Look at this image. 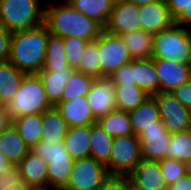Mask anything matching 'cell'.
Wrapping results in <instances>:
<instances>
[{"label":"cell","mask_w":191,"mask_h":190,"mask_svg":"<svg viewBox=\"0 0 191 190\" xmlns=\"http://www.w3.org/2000/svg\"><path fill=\"white\" fill-rule=\"evenodd\" d=\"M44 24L55 36L76 37L88 42L96 40L104 30L100 23L82 14L66 0L45 3Z\"/></svg>","instance_id":"obj_1"},{"label":"cell","mask_w":191,"mask_h":190,"mask_svg":"<svg viewBox=\"0 0 191 190\" xmlns=\"http://www.w3.org/2000/svg\"><path fill=\"white\" fill-rule=\"evenodd\" d=\"M50 32L43 23L11 34L9 62L25 74H37L43 66Z\"/></svg>","instance_id":"obj_2"},{"label":"cell","mask_w":191,"mask_h":190,"mask_svg":"<svg viewBox=\"0 0 191 190\" xmlns=\"http://www.w3.org/2000/svg\"><path fill=\"white\" fill-rule=\"evenodd\" d=\"M42 0H0V24L11 33L44 23Z\"/></svg>","instance_id":"obj_3"},{"label":"cell","mask_w":191,"mask_h":190,"mask_svg":"<svg viewBox=\"0 0 191 190\" xmlns=\"http://www.w3.org/2000/svg\"><path fill=\"white\" fill-rule=\"evenodd\" d=\"M152 58L191 65V30L173 23L153 35Z\"/></svg>","instance_id":"obj_4"},{"label":"cell","mask_w":191,"mask_h":190,"mask_svg":"<svg viewBox=\"0 0 191 190\" xmlns=\"http://www.w3.org/2000/svg\"><path fill=\"white\" fill-rule=\"evenodd\" d=\"M45 87L38 74H25L13 100L6 107L11 119L29 114H42L51 109Z\"/></svg>","instance_id":"obj_5"},{"label":"cell","mask_w":191,"mask_h":190,"mask_svg":"<svg viewBox=\"0 0 191 190\" xmlns=\"http://www.w3.org/2000/svg\"><path fill=\"white\" fill-rule=\"evenodd\" d=\"M31 151L47 162V186L62 190L72 171L74 159L68 154L63 142L48 144L40 141Z\"/></svg>","instance_id":"obj_6"},{"label":"cell","mask_w":191,"mask_h":190,"mask_svg":"<svg viewBox=\"0 0 191 190\" xmlns=\"http://www.w3.org/2000/svg\"><path fill=\"white\" fill-rule=\"evenodd\" d=\"M109 175L103 162L90 156L77 159L62 190H98Z\"/></svg>","instance_id":"obj_7"},{"label":"cell","mask_w":191,"mask_h":190,"mask_svg":"<svg viewBox=\"0 0 191 190\" xmlns=\"http://www.w3.org/2000/svg\"><path fill=\"white\" fill-rule=\"evenodd\" d=\"M141 160L138 136L134 134L120 136L113 140L106 167L109 174L129 175Z\"/></svg>","instance_id":"obj_8"},{"label":"cell","mask_w":191,"mask_h":190,"mask_svg":"<svg viewBox=\"0 0 191 190\" xmlns=\"http://www.w3.org/2000/svg\"><path fill=\"white\" fill-rule=\"evenodd\" d=\"M100 79L108 78L121 66L130 63V56L120 35L103 30L99 35Z\"/></svg>","instance_id":"obj_9"},{"label":"cell","mask_w":191,"mask_h":190,"mask_svg":"<svg viewBox=\"0 0 191 190\" xmlns=\"http://www.w3.org/2000/svg\"><path fill=\"white\" fill-rule=\"evenodd\" d=\"M159 107L160 120L170 133L191 128L190 109L183 106L171 93L152 95Z\"/></svg>","instance_id":"obj_10"},{"label":"cell","mask_w":191,"mask_h":190,"mask_svg":"<svg viewBox=\"0 0 191 190\" xmlns=\"http://www.w3.org/2000/svg\"><path fill=\"white\" fill-rule=\"evenodd\" d=\"M170 133L161 120L143 131L139 136L140 155L143 160L161 161L166 158L167 148L171 139Z\"/></svg>","instance_id":"obj_11"},{"label":"cell","mask_w":191,"mask_h":190,"mask_svg":"<svg viewBox=\"0 0 191 190\" xmlns=\"http://www.w3.org/2000/svg\"><path fill=\"white\" fill-rule=\"evenodd\" d=\"M104 30L120 36L141 30L139 6L116 0Z\"/></svg>","instance_id":"obj_12"},{"label":"cell","mask_w":191,"mask_h":190,"mask_svg":"<svg viewBox=\"0 0 191 190\" xmlns=\"http://www.w3.org/2000/svg\"><path fill=\"white\" fill-rule=\"evenodd\" d=\"M159 77V92L172 93L191 79V65L162 58H152Z\"/></svg>","instance_id":"obj_13"},{"label":"cell","mask_w":191,"mask_h":190,"mask_svg":"<svg viewBox=\"0 0 191 190\" xmlns=\"http://www.w3.org/2000/svg\"><path fill=\"white\" fill-rule=\"evenodd\" d=\"M133 190H167L159 161L141 160L128 175Z\"/></svg>","instance_id":"obj_14"},{"label":"cell","mask_w":191,"mask_h":190,"mask_svg":"<svg viewBox=\"0 0 191 190\" xmlns=\"http://www.w3.org/2000/svg\"><path fill=\"white\" fill-rule=\"evenodd\" d=\"M86 99L96 119L116 109L115 88L108 78L94 79Z\"/></svg>","instance_id":"obj_15"},{"label":"cell","mask_w":191,"mask_h":190,"mask_svg":"<svg viewBox=\"0 0 191 190\" xmlns=\"http://www.w3.org/2000/svg\"><path fill=\"white\" fill-rule=\"evenodd\" d=\"M139 12L141 30L153 35L174 23L165 0H155L146 5L139 6Z\"/></svg>","instance_id":"obj_16"},{"label":"cell","mask_w":191,"mask_h":190,"mask_svg":"<svg viewBox=\"0 0 191 190\" xmlns=\"http://www.w3.org/2000/svg\"><path fill=\"white\" fill-rule=\"evenodd\" d=\"M55 108L69 127L86 126L96 123L86 96L75 97L67 101H60Z\"/></svg>","instance_id":"obj_17"},{"label":"cell","mask_w":191,"mask_h":190,"mask_svg":"<svg viewBox=\"0 0 191 190\" xmlns=\"http://www.w3.org/2000/svg\"><path fill=\"white\" fill-rule=\"evenodd\" d=\"M22 182L28 187L47 186V162L30 152L17 164Z\"/></svg>","instance_id":"obj_18"},{"label":"cell","mask_w":191,"mask_h":190,"mask_svg":"<svg viewBox=\"0 0 191 190\" xmlns=\"http://www.w3.org/2000/svg\"><path fill=\"white\" fill-rule=\"evenodd\" d=\"M128 113L133 133L136 136H139L146 129L156 126V122L160 120L159 107L153 96H150Z\"/></svg>","instance_id":"obj_19"},{"label":"cell","mask_w":191,"mask_h":190,"mask_svg":"<svg viewBox=\"0 0 191 190\" xmlns=\"http://www.w3.org/2000/svg\"><path fill=\"white\" fill-rule=\"evenodd\" d=\"M133 82L150 96L159 93V77L152 58L131 61Z\"/></svg>","instance_id":"obj_20"},{"label":"cell","mask_w":191,"mask_h":190,"mask_svg":"<svg viewBox=\"0 0 191 190\" xmlns=\"http://www.w3.org/2000/svg\"><path fill=\"white\" fill-rule=\"evenodd\" d=\"M68 154L74 159L90 156L91 125L69 127L63 140Z\"/></svg>","instance_id":"obj_21"},{"label":"cell","mask_w":191,"mask_h":190,"mask_svg":"<svg viewBox=\"0 0 191 190\" xmlns=\"http://www.w3.org/2000/svg\"><path fill=\"white\" fill-rule=\"evenodd\" d=\"M25 73L10 62L0 63V106L7 107L20 87Z\"/></svg>","instance_id":"obj_22"},{"label":"cell","mask_w":191,"mask_h":190,"mask_svg":"<svg viewBox=\"0 0 191 190\" xmlns=\"http://www.w3.org/2000/svg\"><path fill=\"white\" fill-rule=\"evenodd\" d=\"M29 152L30 148L25 144L13 124L0 133V153L14 164H18Z\"/></svg>","instance_id":"obj_23"},{"label":"cell","mask_w":191,"mask_h":190,"mask_svg":"<svg viewBox=\"0 0 191 190\" xmlns=\"http://www.w3.org/2000/svg\"><path fill=\"white\" fill-rule=\"evenodd\" d=\"M73 72V68H68L64 71H39L37 73L45 87L46 97L53 107L61 101L64 87Z\"/></svg>","instance_id":"obj_24"},{"label":"cell","mask_w":191,"mask_h":190,"mask_svg":"<svg viewBox=\"0 0 191 190\" xmlns=\"http://www.w3.org/2000/svg\"><path fill=\"white\" fill-rule=\"evenodd\" d=\"M12 124L30 150L41 141L43 132L42 114L14 117Z\"/></svg>","instance_id":"obj_25"},{"label":"cell","mask_w":191,"mask_h":190,"mask_svg":"<svg viewBox=\"0 0 191 190\" xmlns=\"http://www.w3.org/2000/svg\"><path fill=\"white\" fill-rule=\"evenodd\" d=\"M42 124V141L48 144L63 142L69 126L55 107L42 113Z\"/></svg>","instance_id":"obj_26"},{"label":"cell","mask_w":191,"mask_h":190,"mask_svg":"<svg viewBox=\"0 0 191 190\" xmlns=\"http://www.w3.org/2000/svg\"><path fill=\"white\" fill-rule=\"evenodd\" d=\"M82 14L96 20L103 27L107 25L116 0H66Z\"/></svg>","instance_id":"obj_27"},{"label":"cell","mask_w":191,"mask_h":190,"mask_svg":"<svg viewBox=\"0 0 191 190\" xmlns=\"http://www.w3.org/2000/svg\"><path fill=\"white\" fill-rule=\"evenodd\" d=\"M121 37L132 59L152 58L153 34L139 30Z\"/></svg>","instance_id":"obj_28"},{"label":"cell","mask_w":191,"mask_h":190,"mask_svg":"<svg viewBox=\"0 0 191 190\" xmlns=\"http://www.w3.org/2000/svg\"><path fill=\"white\" fill-rule=\"evenodd\" d=\"M99 126L113 138L132 135L129 113L121 110H113L97 119Z\"/></svg>","instance_id":"obj_29"},{"label":"cell","mask_w":191,"mask_h":190,"mask_svg":"<svg viewBox=\"0 0 191 190\" xmlns=\"http://www.w3.org/2000/svg\"><path fill=\"white\" fill-rule=\"evenodd\" d=\"M116 109L129 112L141 105L150 95L137 85H114Z\"/></svg>","instance_id":"obj_30"},{"label":"cell","mask_w":191,"mask_h":190,"mask_svg":"<svg viewBox=\"0 0 191 190\" xmlns=\"http://www.w3.org/2000/svg\"><path fill=\"white\" fill-rule=\"evenodd\" d=\"M70 68L65 56V46L62 37L49 34L46 56L40 71H64Z\"/></svg>","instance_id":"obj_31"},{"label":"cell","mask_w":191,"mask_h":190,"mask_svg":"<svg viewBox=\"0 0 191 190\" xmlns=\"http://www.w3.org/2000/svg\"><path fill=\"white\" fill-rule=\"evenodd\" d=\"M113 140L97 122L91 124L90 157L106 164L110 159Z\"/></svg>","instance_id":"obj_32"},{"label":"cell","mask_w":191,"mask_h":190,"mask_svg":"<svg viewBox=\"0 0 191 190\" xmlns=\"http://www.w3.org/2000/svg\"><path fill=\"white\" fill-rule=\"evenodd\" d=\"M191 157V128L174 132L167 148L166 158L186 162Z\"/></svg>","instance_id":"obj_33"},{"label":"cell","mask_w":191,"mask_h":190,"mask_svg":"<svg viewBox=\"0 0 191 190\" xmlns=\"http://www.w3.org/2000/svg\"><path fill=\"white\" fill-rule=\"evenodd\" d=\"M99 37L96 40L86 44L82 59L76 71L89 75L94 79H100V61H99Z\"/></svg>","instance_id":"obj_34"},{"label":"cell","mask_w":191,"mask_h":190,"mask_svg":"<svg viewBox=\"0 0 191 190\" xmlns=\"http://www.w3.org/2000/svg\"><path fill=\"white\" fill-rule=\"evenodd\" d=\"M94 78L74 70L64 87L61 101L74 99L75 97L87 96Z\"/></svg>","instance_id":"obj_35"},{"label":"cell","mask_w":191,"mask_h":190,"mask_svg":"<svg viewBox=\"0 0 191 190\" xmlns=\"http://www.w3.org/2000/svg\"><path fill=\"white\" fill-rule=\"evenodd\" d=\"M63 41L68 65L70 68L76 70L79 67L84 48L88 41L76 37H65Z\"/></svg>","instance_id":"obj_36"},{"label":"cell","mask_w":191,"mask_h":190,"mask_svg":"<svg viewBox=\"0 0 191 190\" xmlns=\"http://www.w3.org/2000/svg\"><path fill=\"white\" fill-rule=\"evenodd\" d=\"M159 162L168 187L186 175L185 162L172 158H165Z\"/></svg>","instance_id":"obj_37"},{"label":"cell","mask_w":191,"mask_h":190,"mask_svg":"<svg viewBox=\"0 0 191 190\" xmlns=\"http://www.w3.org/2000/svg\"><path fill=\"white\" fill-rule=\"evenodd\" d=\"M98 190H133L128 175L110 174Z\"/></svg>","instance_id":"obj_38"},{"label":"cell","mask_w":191,"mask_h":190,"mask_svg":"<svg viewBox=\"0 0 191 190\" xmlns=\"http://www.w3.org/2000/svg\"><path fill=\"white\" fill-rule=\"evenodd\" d=\"M108 79L111 81L113 85H123V84H131L136 85L133 82V76L131 71V62L121 66L119 69L114 71Z\"/></svg>","instance_id":"obj_39"},{"label":"cell","mask_w":191,"mask_h":190,"mask_svg":"<svg viewBox=\"0 0 191 190\" xmlns=\"http://www.w3.org/2000/svg\"><path fill=\"white\" fill-rule=\"evenodd\" d=\"M20 182H22V179L17 164H14L7 171L0 174V190H4Z\"/></svg>","instance_id":"obj_40"},{"label":"cell","mask_w":191,"mask_h":190,"mask_svg":"<svg viewBox=\"0 0 191 190\" xmlns=\"http://www.w3.org/2000/svg\"><path fill=\"white\" fill-rule=\"evenodd\" d=\"M11 32L0 24V63L9 62Z\"/></svg>","instance_id":"obj_41"},{"label":"cell","mask_w":191,"mask_h":190,"mask_svg":"<svg viewBox=\"0 0 191 190\" xmlns=\"http://www.w3.org/2000/svg\"><path fill=\"white\" fill-rule=\"evenodd\" d=\"M183 106L191 109V79L171 93Z\"/></svg>","instance_id":"obj_42"},{"label":"cell","mask_w":191,"mask_h":190,"mask_svg":"<svg viewBox=\"0 0 191 190\" xmlns=\"http://www.w3.org/2000/svg\"><path fill=\"white\" fill-rule=\"evenodd\" d=\"M170 16L175 21L184 10L191 6V0H165Z\"/></svg>","instance_id":"obj_43"},{"label":"cell","mask_w":191,"mask_h":190,"mask_svg":"<svg viewBox=\"0 0 191 190\" xmlns=\"http://www.w3.org/2000/svg\"><path fill=\"white\" fill-rule=\"evenodd\" d=\"M167 190H191V177L184 175L177 182L170 185Z\"/></svg>","instance_id":"obj_44"},{"label":"cell","mask_w":191,"mask_h":190,"mask_svg":"<svg viewBox=\"0 0 191 190\" xmlns=\"http://www.w3.org/2000/svg\"><path fill=\"white\" fill-rule=\"evenodd\" d=\"M174 23L191 30V6L184 10Z\"/></svg>","instance_id":"obj_45"},{"label":"cell","mask_w":191,"mask_h":190,"mask_svg":"<svg viewBox=\"0 0 191 190\" xmlns=\"http://www.w3.org/2000/svg\"><path fill=\"white\" fill-rule=\"evenodd\" d=\"M12 124V119L9 117L5 106H0V133Z\"/></svg>","instance_id":"obj_46"},{"label":"cell","mask_w":191,"mask_h":190,"mask_svg":"<svg viewBox=\"0 0 191 190\" xmlns=\"http://www.w3.org/2000/svg\"><path fill=\"white\" fill-rule=\"evenodd\" d=\"M13 165L14 163L11 160H9L5 155L0 153V174L7 171Z\"/></svg>","instance_id":"obj_47"},{"label":"cell","mask_w":191,"mask_h":190,"mask_svg":"<svg viewBox=\"0 0 191 190\" xmlns=\"http://www.w3.org/2000/svg\"><path fill=\"white\" fill-rule=\"evenodd\" d=\"M4 190H28V186H26L23 182L12 185Z\"/></svg>","instance_id":"obj_48"},{"label":"cell","mask_w":191,"mask_h":190,"mask_svg":"<svg viewBox=\"0 0 191 190\" xmlns=\"http://www.w3.org/2000/svg\"><path fill=\"white\" fill-rule=\"evenodd\" d=\"M125 1L136 4L137 6H143L155 0H125Z\"/></svg>","instance_id":"obj_49"},{"label":"cell","mask_w":191,"mask_h":190,"mask_svg":"<svg viewBox=\"0 0 191 190\" xmlns=\"http://www.w3.org/2000/svg\"><path fill=\"white\" fill-rule=\"evenodd\" d=\"M186 174L191 177V157L185 162Z\"/></svg>","instance_id":"obj_50"},{"label":"cell","mask_w":191,"mask_h":190,"mask_svg":"<svg viewBox=\"0 0 191 190\" xmlns=\"http://www.w3.org/2000/svg\"><path fill=\"white\" fill-rule=\"evenodd\" d=\"M28 190H55L48 186H42V187H28Z\"/></svg>","instance_id":"obj_51"},{"label":"cell","mask_w":191,"mask_h":190,"mask_svg":"<svg viewBox=\"0 0 191 190\" xmlns=\"http://www.w3.org/2000/svg\"><path fill=\"white\" fill-rule=\"evenodd\" d=\"M42 1H43L44 3H45V1H46V3H49L51 0H45V1H44V0H42Z\"/></svg>","instance_id":"obj_52"}]
</instances>
